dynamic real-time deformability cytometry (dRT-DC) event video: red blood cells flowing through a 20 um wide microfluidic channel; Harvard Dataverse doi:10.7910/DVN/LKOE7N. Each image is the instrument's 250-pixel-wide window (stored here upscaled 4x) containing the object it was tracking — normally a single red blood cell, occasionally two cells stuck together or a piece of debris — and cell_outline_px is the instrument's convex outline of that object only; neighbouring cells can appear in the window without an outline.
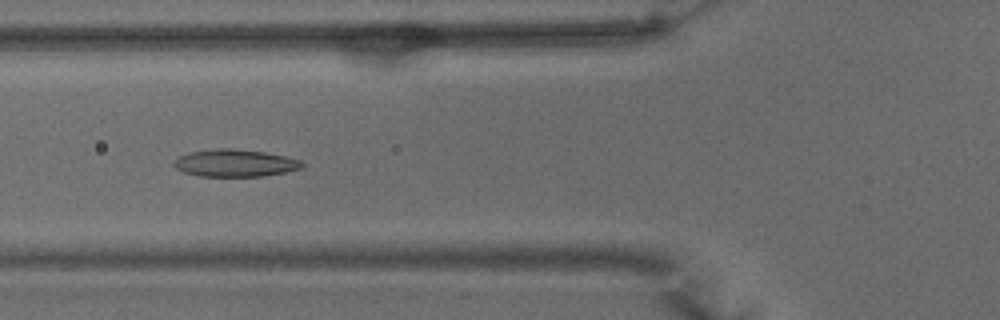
{"species": "common noctule bat (a hibernating species)", "species_latin": "Nyctalus noctula", "temperature_condition": "warm", "stored_images_in_passage": 51, "camera_frame_rate_fps": 3000, "um_per_image_px": 0.085, "animal": {"sex": "male", "body_mass_g": 15.6}, "frame": {"image": 1, "passage_image": 19, "time_ms": 6.0, "image_size_px": [1000, 320], "cell_outline_px": [[304, 168], [264, 176], [200, 176], [184, 172], [176, 168], [172, 164], [180, 156], [188, 152], [220, 148], [232, 148], [264, 152], [284, 156], [300, 160], [304, 164]], "centroid_in_image_um": [19.98, 13.86], "position_along_channel_um": 105.8, "area_um2": 20.29}}
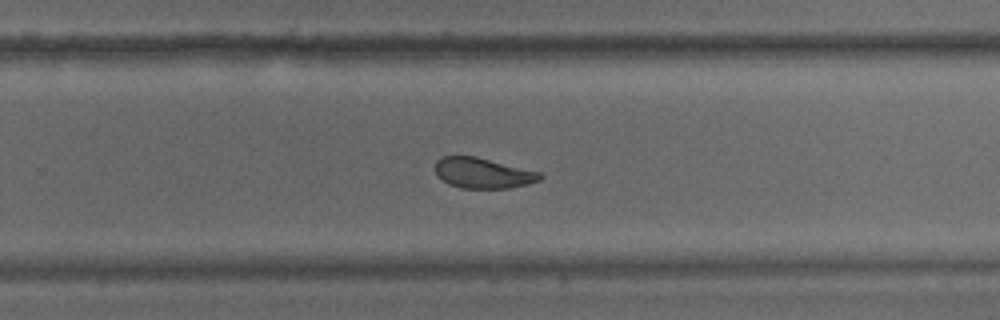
{"frame": {"image": 2, "passage_image": 33, "time_ms": 10.667, "image_size_px": [1000, 320], "cell_outline_px": [[544, 176], [540, 180], [528, 184], [508, 188], [460, 188], [448, 184], [436, 176], [436, 160], [440, 156], [476, 156], [540, 172]], "centroid_in_image_um": [41.03, 14.71], "position_along_channel_um": 288.8, "area_um2": 18.73}}
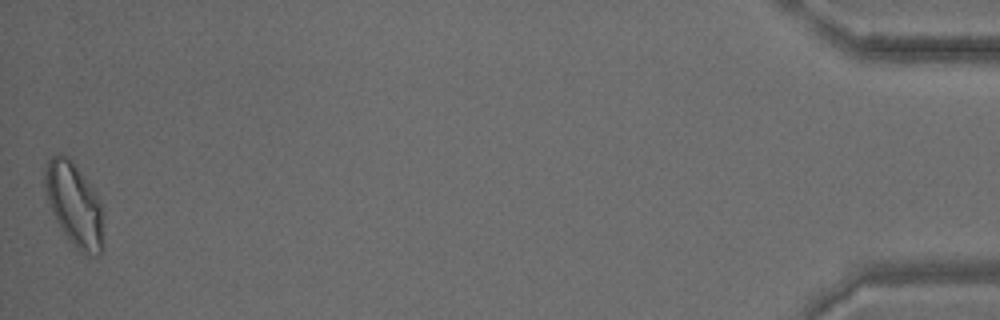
{"frame": {"image": 3, "passage_image": 51, "time_ms": 16.667, "image_size_px": [1000, 320], "cell_outline_px": [[104, 248], [100, 256], [96, 256], [80, 252], [72, 244], [60, 228], [52, 212], [44, 188], [44, 168], [48, 160], [56, 152], [60, 152], [68, 156], [72, 160], [100, 200], [104, 212]], "centroid_in_image_um": [6.34, 17.41], "position_along_channel_um": 428.9, "area_um2": 29.13}, "authors_computed_cell_mechanics": {"area_um2": 21.386, "velocity_mm_per_s": 3.9187, "shape_relaxation_time_tau1_ms": 5.5445, "shape_relaxation_time_tau2_ms": 1.9355, "deformation_change_tau1": 0.1436, "deformation_change_tau2": 0.0879}}